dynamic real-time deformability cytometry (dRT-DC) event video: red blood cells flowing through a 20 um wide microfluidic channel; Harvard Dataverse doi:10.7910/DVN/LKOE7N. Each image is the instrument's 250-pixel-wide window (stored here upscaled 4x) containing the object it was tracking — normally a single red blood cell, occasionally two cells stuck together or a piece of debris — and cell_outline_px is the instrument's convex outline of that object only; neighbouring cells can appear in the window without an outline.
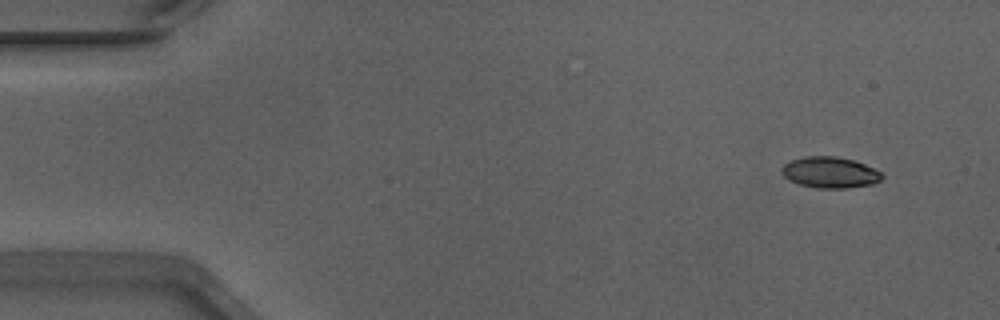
{"species": "Egyptian fruit bat (a non-hibernating species)", "species_latin": "Rousettus aegyptiacus", "temperature_condition": "warm", "stored_images_in_passage": 50, "camera_frame_rate_fps": 3000, "um_per_image_px": 0.085, "animal": {"sex": "male"}, "frame": {"image": 1, "passage_image": 1, "time_ms": 0.0, "image_size_px": [1000, 320], "cell_outline_px": [[884, 176], [880, 180], [872, 184], [844, 188], [820, 188], [800, 184], [784, 176], [780, 172], [780, 168], [784, 164], [792, 160], [804, 156], [836, 156], [852, 160], [864, 164], [880, 172]], "centroid_in_image_um": [70.53, 14.64], "position_along_channel_um": 14.5, "area_um2": 17.92}}
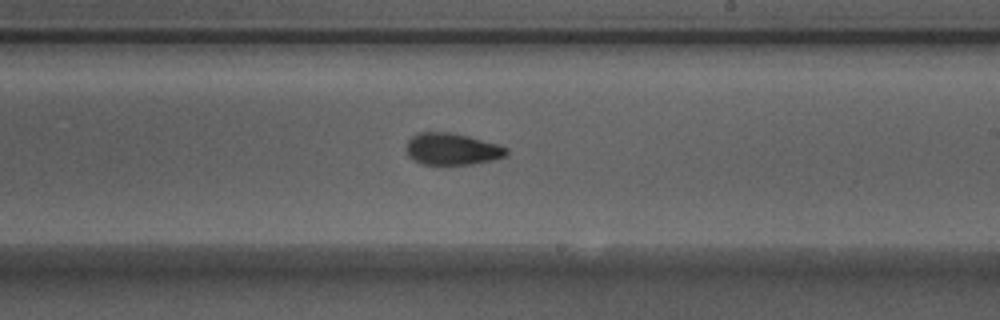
{"frame": {"image": 2, "passage_image": 28, "time_ms": 9.0, "image_size_px": [1000, 320], "cell_outline_px": [[508, 156], [492, 160], [472, 164], [420, 164], [408, 156], [404, 148], [408, 140], [416, 132], [448, 132], [468, 136], [496, 144], [508, 148]], "centroid_in_image_um": [38.38, 12.67], "position_along_channel_um": 250.6, "area_um2": 18.67}}
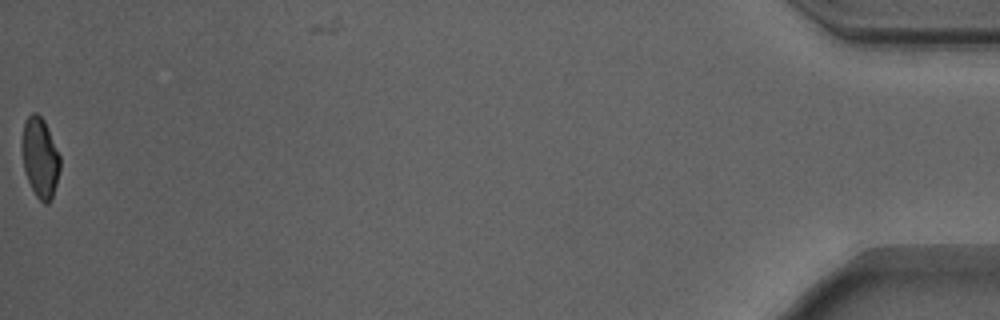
{"frame": {"image": 3, "passage_image": 50, "time_ms": 16.333, "image_size_px": [1000, 320], "cell_outline_px": [[60, 168], [52, 200], [48, 204], [44, 204], [36, 196], [28, 180], [24, 168], [20, 148], [20, 140], [24, 120], [32, 112], [36, 112], [44, 120], [60, 156]], "centroid_in_image_um": [3.38, 13.38], "position_along_channel_um": 431.8, "area_um2": 18.03}, "authors_computed_cell_mechanics": {"area_um2": 18.4093, "velocity_mm_per_s": 3.887, "shape_relaxation_time_tau1_ms": 5.8786, "shape_relaxation_time_tau2_ms": 2.7601, "deformation_change_tau1": 0.1547, "deformation_change_tau2": 0.087}}